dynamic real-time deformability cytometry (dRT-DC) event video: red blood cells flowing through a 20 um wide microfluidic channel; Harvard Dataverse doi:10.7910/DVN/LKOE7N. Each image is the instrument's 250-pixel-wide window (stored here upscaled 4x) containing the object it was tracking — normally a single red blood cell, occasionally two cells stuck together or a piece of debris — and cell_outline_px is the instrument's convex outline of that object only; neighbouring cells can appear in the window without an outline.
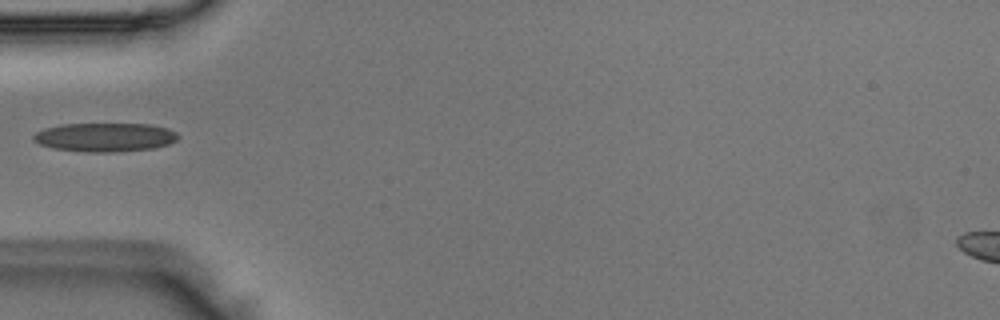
{"species": "Egyptian fruit bat (a non-hibernating species)", "species_latin": "Rousettus aegyptiacus", "temperature_condition": "room temperature", "stored_images_in_passage": 35, "camera_frame_rate_fps": 3000, "um_per_image_px": 0.085, "animal": {"sex": "male"}, "frame": {"image": 1, "passage_image": 1, "time_ms": 0.0, "image_size_px": [1000, 320], "cell_outline_px": [[180, 136], [176, 140], [168, 144], [156, 148], [116, 152], [84, 152], [52, 148], [40, 144], [32, 140], [32, 136], [36, 132], [44, 128], [64, 124], [152, 124], [168, 128], [176, 132]], "centroid_in_image_um": [8.93, 11.67], "position_along_channel_um": 76.1, "area_um2": 24.51}}
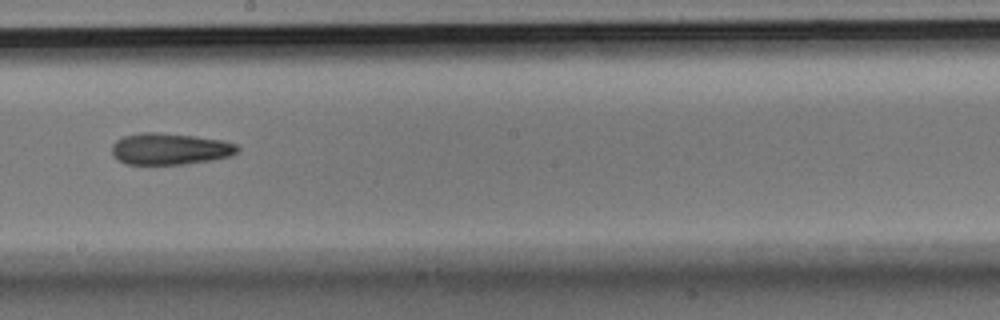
{"frame": {"image": 2, "passage_image": 13, "time_ms": 4.0, "image_size_px": [1000, 320], "cell_outline_px": [[240, 148], [232, 156], [212, 160], [184, 164], [124, 164], [116, 160], [112, 156], [112, 144], [116, 140], [124, 136], [140, 132], [156, 132], [196, 136], [224, 140], [236, 144]], "centroid_in_image_um": [14.43, 12.65], "position_along_channel_um": 233.8, "area_um2": 23.41}}
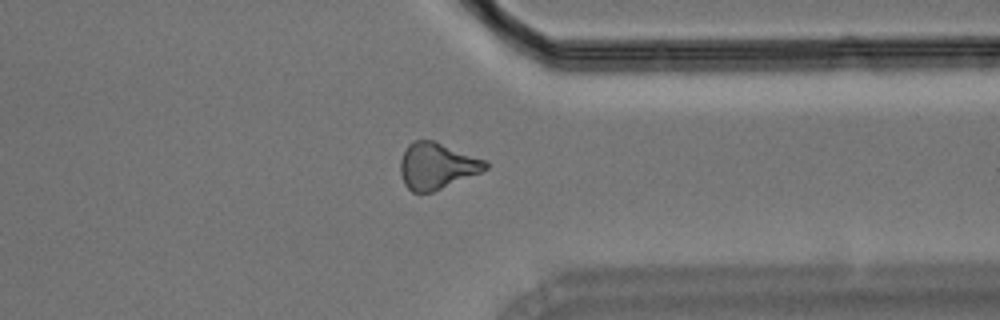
{"frame": {"image": 3, "passage_image": 24, "time_ms": 7.667, "image_size_px": [1000, 320], "cell_outline_px": [[488, 168], [480, 172], [432, 192], [420, 196], [412, 192], [404, 184], [400, 172], [400, 160], [408, 144], [412, 140], [436, 140], [484, 160], [488, 164]], "centroid_in_image_um": [37.08, 14.11], "position_along_channel_um": 374.3, "area_um2": 23.12}}